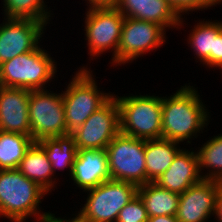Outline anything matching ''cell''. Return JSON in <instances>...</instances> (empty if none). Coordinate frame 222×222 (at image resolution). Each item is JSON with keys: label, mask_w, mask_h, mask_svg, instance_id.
Masks as SVG:
<instances>
[{"label": "cell", "mask_w": 222, "mask_h": 222, "mask_svg": "<svg viewBox=\"0 0 222 222\" xmlns=\"http://www.w3.org/2000/svg\"><path fill=\"white\" fill-rule=\"evenodd\" d=\"M199 96L193 86L185 85L174 95L162 97V138L178 143L188 139L190 143L208 125L209 116Z\"/></svg>", "instance_id": "cell-1"}, {"label": "cell", "mask_w": 222, "mask_h": 222, "mask_svg": "<svg viewBox=\"0 0 222 222\" xmlns=\"http://www.w3.org/2000/svg\"><path fill=\"white\" fill-rule=\"evenodd\" d=\"M46 193L45 189L18 169L0 170V215L10 221L23 222L29 216L38 215L40 222H46L50 213L41 214L37 210Z\"/></svg>", "instance_id": "cell-2"}, {"label": "cell", "mask_w": 222, "mask_h": 222, "mask_svg": "<svg viewBox=\"0 0 222 222\" xmlns=\"http://www.w3.org/2000/svg\"><path fill=\"white\" fill-rule=\"evenodd\" d=\"M115 99L122 134L144 140L162 138L161 97L136 95Z\"/></svg>", "instance_id": "cell-3"}, {"label": "cell", "mask_w": 222, "mask_h": 222, "mask_svg": "<svg viewBox=\"0 0 222 222\" xmlns=\"http://www.w3.org/2000/svg\"><path fill=\"white\" fill-rule=\"evenodd\" d=\"M55 61L39 46L0 64V86L7 88L44 89L56 71Z\"/></svg>", "instance_id": "cell-4"}, {"label": "cell", "mask_w": 222, "mask_h": 222, "mask_svg": "<svg viewBox=\"0 0 222 222\" xmlns=\"http://www.w3.org/2000/svg\"><path fill=\"white\" fill-rule=\"evenodd\" d=\"M97 87L92 73L83 67L62 93L66 128L69 133L80 127L112 97L111 94L102 93Z\"/></svg>", "instance_id": "cell-5"}, {"label": "cell", "mask_w": 222, "mask_h": 222, "mask_svg": "<svg viewBox=\"0 0 222 222\" xmlns=\"http://www.w3.org/2000/svg\"><path fill=\"white\" fill-rule=\"evenodd\" d=\"M111 179L146 184L145 140L119 132L106 148Z\"/></svg>", "instance_id": "cell-6"}, {"label": "cell", "mask_w": 222, "mask_h": 222, "mask_svg": "<svg viewBox=\"0 0 222 222\" xmlns=\"http://www.w3.org/2000/svg\"><path fill=\"white\" fill-rule=\"evenodd\" d=\"M138 186L131 182L109 179L93 189L80 215L88 222H116L120 210L137 195Z\"/></svg>", "instance_id": "cell-7"}, {"label": "cell", "mask_w": 222, "mask_h": 222, "mask_svg": "<svg viewBox=\"0 0 222 222\" xmlns=\"http://www.w3.org/2000/svg\"><path fill=\"white\" fill-rule=\"evenodd\" d=\"M28 114L31 138L37 142L46 137L70 134L66 128L62 93L45 89L30 90Z\"/></svg>", "instance_id": "cell-8"}, {"label": "cell", "mask_w": 222, "mask_h": 222, "mask_svg": "<svg viewBox=\"0 0 222 222\" xmlns=\"http://www.w3.org/2000/svg\"><path fill=\"white\" fill-rule=\"evenodd\" d=\"M85 19L86 38L91 56L113 49L117 65V49L125 16L114 6L89 7Z\"/></svg>", "instance_id": "cell-9"}, {"label": "cell", "mask_w": 222, "mask_h": 222, "mask_svg": "<svg viewBox=\"0 0 222 222\" xmlns=\"http://www.w3.org/2000/svg\"><path fill=\"white\" fill-rule=\"evenodd\" d=\"M119 132V107L113 95L70 134L78 149H106Z\"/></svg>", "instance_id": "cell-10"}, {"label": "cell", "mask_w": 222, "mask_h": 222, "mask_svg": "<svg viewBox=\"0 0 222 222\" xmlns=\"http://www.w3.org/2000/svg\"><path fill=\"white\" fill-rule=\"evenodd\" d=\"M165 30L153 22L125 17L117 49V64L133 61L147 51L162 46L166 42Z\"/></svg>", "instance_id": "cell-11"}, {"label": "cell", "mask_w": 222, "mask_h": 222, "mask_svg": "<svg viewBox=\"0 0 222 222\" xmlns=\"http://www.w3.org/2000/svg\"><path fill=\"white\" fill-rule=\"evenodd\" d=\"M5 19L0 25V64L35 50L46 26L33 19Z\"/></svg>", "instance_id": "cell-12"}, {"label": "cell", "mask_w": 222, "mask_h": 222, "mask_svg": "<svg viewBox=\"0 0 222 222\" xmlns=\"http://www.w3.org/2000/svg\"><path fill=\"white\" fill-rule=\"evenodd\" d=\"M220 181L202 179L180 194L176 219L178 222H205L215 214Z\"/></svg>", "instance_id": "cell-13"}, {"label": "cell", "mask_w": 222, "mask_h": 222, "mask_svg": "<svg viewBox=\"0 0 222 222\" xmlns=\"http://www.w3.org/2000/svg\"><path fill=\"white\" fill-rule=\"evenodd\" d=\"M30 90L0 86V131L31 137L28 114Z\"/></svg>", "instance_id": "cell-14"}, {"label": "cell", "mask_w": 222, "mask_h": 222, "mask_svg": "<svg viewBox=\"0 0 222 222\" xmlns=\"http://www.w3.org/2000/svg\"><path fill=\"white\" fill-rule=\"evenodd\" d=\"M114 7L125 17L153 22L164 29L183 24L182 15L168 0H118Z\"/></svg>", "instance_id": "cell-15"}, {"label": "cell", "mask_w": 222, "mask_h": 222, "mask_svg": "<svg viewBox=\"0 0 222 222\" xmlns=\"http://www.w3.org/2000/svg\"><path fill=\"white\" fill-rule=\"evenodd\" d=\"M71 178L84 191L111 179L106 149H78Z\"/></svg>", "instance_id": "cell-16"}, {"label": "cell", "mask_w": 222, "mask_h": 222, "mask_svg": "<svg viewBox=\"0 0 222 222\" xmlns=\"http://www.w3.org/2000/svg\"><path fill=\"white\" fill-rule=\"evenodd\" d=\"M200 171L197 153L182 149L155 183L180 195L203 179Z\"/></svg>", "instance_id": "cell-17"}, {"label": "cell", "mask_w": 222, "mask_h": 222, "mask_svg": "<svg viewBox=\"0 0 222 222\" xmlns=\"http://www.w3.org/2000/svg\"><path fill=\"white\" fill-rule=\"evenodd\" d=\"M178 144L165 138L145 140L146 183L155 182L169 168L182 150Z\"/></svg>", "instance_id": "cell-18"}, {"label": "cell", "mask_w": 222, "mask_h": 222, "mask_svg": "<svg viewBox=\"0 0 222 222\" xmlns=\"http://www.w3.org/2000/svg\"><path fill=\"white\" fill-rule=\"evenodd\" d=\"M17 169L47 192L51 191L55 184V181L52 180L54 172L51 162L48 160L44 149L37 142H34L27 150Z\"/></svg>", "instance_id": "cell-19"}, {"label": "cell", "mask_w": 222, "mask_h": 222, "mask_svg": "<svg viewBox=\"0 0 222 222\" xmlns=\"http://www.w3.org/2000/svg\"><path fill=\"white\" fill-rule=\"evenodd\" d=\"M137 194L144 203L148 217L176 215L179 194L166 190L155 182L138 186Z\"/></svg>", "instance_id": "cell-20"}, {"label": "cell", "mask_w": 222, "mask_h": 222, "mask_svg": "<svg viewBox=\"0 0 222 222\" xmlns=\"http://www.w3.org/2000/svg\"><path fill=\"white\" fill-rule=\"evenodd\" d=\"M37 143L44 149L48 160L51 162L53 172L56 168L63 170L65 167L72 173L73 163L76 159L78 148L71 134L43 138Z\"/></svg>", "instance_id": "cell-21"}, {"label": "cell", "mask_w": 222, "mask_h": 222, "mask_svg": "<svg viewBox=\"0 0 222 222\" xmlns=\"http://www.w3.org/2000/svg\"><path fill=\"white\" fill-rule=\"evenodd\" d=\"M34 142L27 135L0 131V170L17 169Z\"/></svg>", "instance_id": "cell-22"}, {"label": "cell", "mask_w": 222, "mask_h": 222, "mask_svg": "<svg viewBox=\"0 0 222 222\" xmlns=\"http://www.w3.org/2000/svg\"><path fill=\"white\" fill-rule=\"evenodd\" d=\"M192 31L189 36V44L200 62L212 67L214 38L222 31V22L201 21L194 26Z\"/></svg>", "instance_id": "cell-23"}, {"label": "cell", "mask_w": 222, "mask_h": 222, "mask_svg": "<svg viewBox=\"0 0 222 222\" xmlns=\"http://www.w3.org/2000/svg\"><path fill=\"white\" fill-rule=\"evenodd\" d=\"M199 169L208 167L207 175H203V179L209 180H222V134L214 136V138L208 140L203 147L197 152ZM214 169V170H213Z\"/></svg>", "instance_id": "cell-24"}, {"label": "cell", "mask_w": 222, "mask_h": 222, "mask_svg": "<svg viewBox=\"0 0 222 222\" xmlns=\"http://www.w3.org/2000/svg\"><path fill=\"white\" fill-rule=\"evenodd\" d=\"M4 15L7 18L33 19L48 23L50 13L43 0H4Z\"/></svg>", "instance_id": "cell-25"}, {"label": "cell", "mask_w": 222, "mask_h": 222, "mask_svg": "<svg viewBox=\"0 0 222 222\" xmlns=\"http://www.w3.org/2000/svg\"><path fill=\"white\" fill-rule=\"evenodd\" d=\"M144 203L137 194L119 212L116 222H148Z\"/></svg>", "instance_id": "cell-26"}, {"label": "cell", "mask_w": 222, "mask_h": 222, "mask_svg": "<svg viewBox=\"0 0 222 222\" xmlns=\"http://www.w3.org/2000/svg\"><path fill=\"white\" fill-rule=\"evenodd\" d=\"M176 11L180 13H187L188 11L207 9L215 4L218 0H168Z\"/></svg>", "instance_id": "cell-27"}, {"label": "cell", "mask_w": 222, "mask_h": 222, "mask_svg": "<svg viewBox=\"0 0 222 222\" xmlns=\"http://www.w3.org/2000/svg\"><path fill=\"white\" fill-rule=\"evenodd\" d=\"M214 66L222 70V31L214 38L212 67Z\"/></svg>", "instance_id": "cell-28"}, {"label": "cell", "mask_w": 222, "mask_h": 222, "mask_svg": "<svg viewBox=\"0 0 222 222\" xmlns=\"http://www.w3.org/2000/svg\"><path fill=\"white\" fill-rule=\"evenodd\" d=\"M46 222H88L84 219L79 213L76 217L72 218L70 221L66 219L56 218L54 214H51L47 217Z\"/></svg>", "instance_id": "cell-29"}, {"label": "cell", "mask_w": 222, "mask_h": 222, "mask_svg": "<svg viewBox=\"0 0 222 222\" xmlns=\"http://www.w3.org/2000/svg\"><path fill=\"white\" fill-rule=\"evenodd\" d=\"M89 1V2H88ZM118 0H87L89 7L115 6Z\"/></svg>", "instance_id": "cell-30"}, {"label": "cell", "mask_w": 222, "mask_h": 222, "mask_svg": "<svg viewBox=\"0 0 222 222\" xmlns=\"http://www.w3.org/2000/svg\"><path fill=\"white\" fill-rule=\"evenodd\" d=\"M215 215L217 219L219 218L218 221L222 222V187L217 194Z\"/></svg>", "instance_id": "cell-31"}, {"label": "cell", "mask_w": 222, "mask_h": 222, "mask_svg": "<svg viewBox=\"0 0 222 222\" xmlns=\"http://www.w3.org/2000/svg\"><path fill=\"white\" fill-rule=\"evenodd\" d=\"M148 222H178L176 215H162L149 217Z\"/></svg>", "instance_id": "cell-32"}]
</instances>
